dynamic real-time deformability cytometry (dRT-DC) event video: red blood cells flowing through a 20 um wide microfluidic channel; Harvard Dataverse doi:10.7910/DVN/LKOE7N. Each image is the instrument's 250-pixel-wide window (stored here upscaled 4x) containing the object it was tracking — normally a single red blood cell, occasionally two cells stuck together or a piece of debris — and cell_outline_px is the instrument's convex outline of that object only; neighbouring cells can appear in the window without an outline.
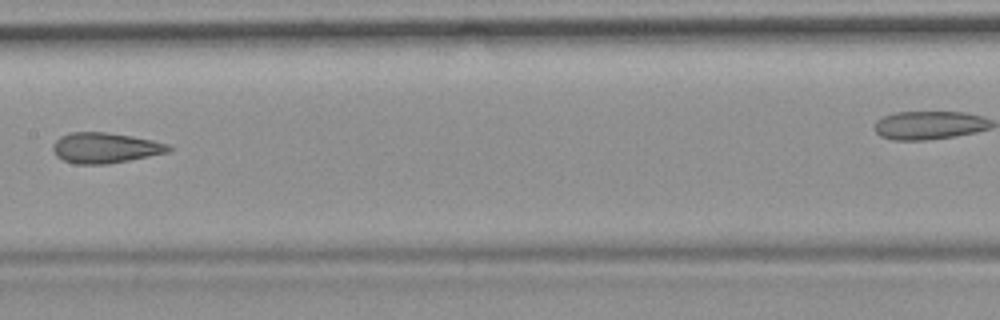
{"species": "common noctule bat (a hibernating species)", "species_latin": "Nyctalus noctula", "temperature_condition": "room temperature", "stored_images_in_passage": 10, "camera_frame_rate_fps": 3000, "um_per_image_px": 0.085, "animal": {"sex": "female", "body_mass_g": 19.9}, "frame": {"image": 1, "passage_image": 9, "time_ms": 10.333, "image_size_px": [1000, 320], "cell_outline_px": [[172, 148], [168, 152], [108, 164], [76, 164], [64, 160], [56, 156], [52, 148], [52, 144], [60, 136], [72, 132], [104, 132], [132, 136], [152, 140], [168, 144]], "centroid_in_image_um": [8.91, 12.56], "position_along_channel_um": 198.5, "area_um2": 20.4}}